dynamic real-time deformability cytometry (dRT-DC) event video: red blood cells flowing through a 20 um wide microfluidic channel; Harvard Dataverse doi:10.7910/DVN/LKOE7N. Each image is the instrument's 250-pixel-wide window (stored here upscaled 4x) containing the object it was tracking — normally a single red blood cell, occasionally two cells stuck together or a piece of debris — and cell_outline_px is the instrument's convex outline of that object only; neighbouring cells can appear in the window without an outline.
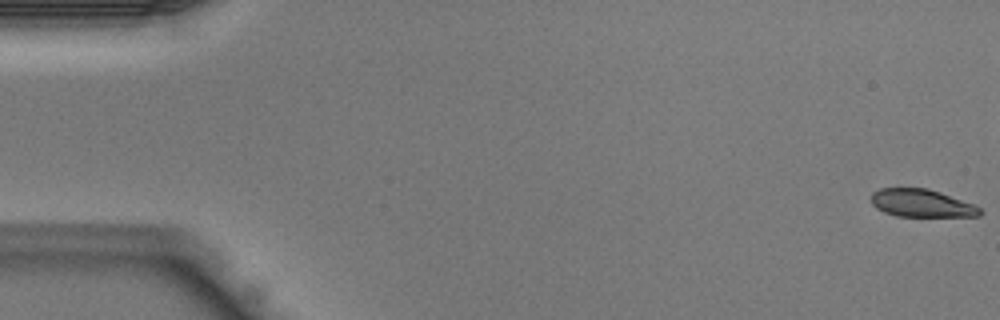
{"species": "Egyptian fruit bat (a non-hibernating species)", "species_latin": "Rousettus aegyptiacus", "temperature_condition": "warm", "stored_images_in_passage": 44, "camera_frame_rate_fps": 3000, "um_per_image_px": 0.085, "animal": {"sex": "male"}, "frame": {"image": 1, "passage_image": 1, "time_ms": 0.0, "image_size_px": [1000, 320], "cell_outline_px": [[984, 212], [980, 216], [896, 216], [884, 212], [876, 208], [872, 204], [872, 192], [880, 188], [928, 188], [976, 204]], "centroid_in_image_um": [78.37, 17.27], "position_along_channel_um": 6.6, "area_um2": 17.74}}
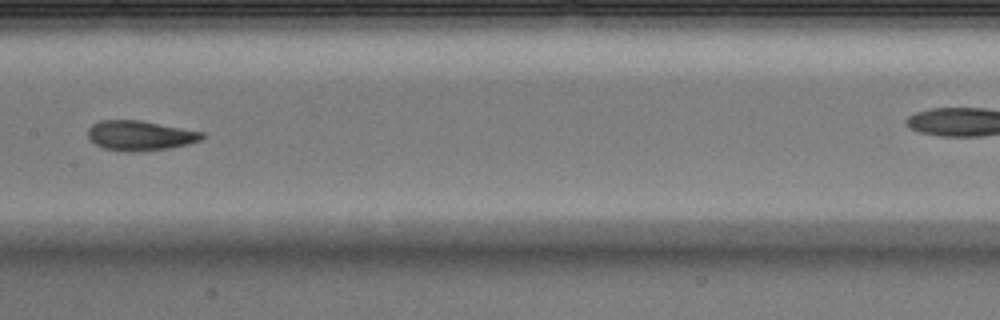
{"frame": {"image": 2, "passage_image": 22, "time_ms": 7.0, "image_size_px": [1000, 320], "cell_outline_px": [[208, 136], [200, 140], [188, 144], [168, 148], [136, 152], [128, 152], [104, 148], [96, 144], [88, 136], [88, 128], [92, 124], [100, 120], [140, 120], [204, 132]], "centroid_in_image_um": [11.93, 11.52], "position_along_channel_um": 195.5, "area_um2": 19.88}}
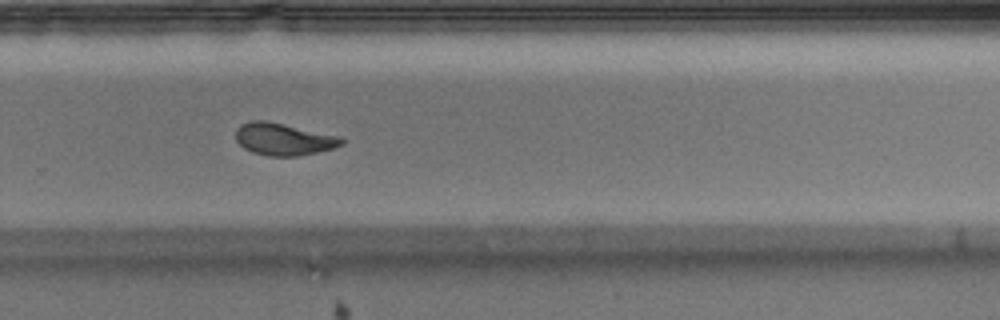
{"frame": {"image": 3, "passage_image": 29, "time_ms": 9.333, "image_size_px": [1000, 320], "cell_outline_px": [[344, 144], [332, 148], [316, 152], [296, 156], [268, 156], [252, 152], [244, 148], [236, 140], [236, 128], [240, 124], [252, 120], [264, 120], [336, 136], [344, 140]], "centroid_in_image_um": [24.03, 11.83], "position_along_channel_um": 305.8, "area_um2": 19.42}}